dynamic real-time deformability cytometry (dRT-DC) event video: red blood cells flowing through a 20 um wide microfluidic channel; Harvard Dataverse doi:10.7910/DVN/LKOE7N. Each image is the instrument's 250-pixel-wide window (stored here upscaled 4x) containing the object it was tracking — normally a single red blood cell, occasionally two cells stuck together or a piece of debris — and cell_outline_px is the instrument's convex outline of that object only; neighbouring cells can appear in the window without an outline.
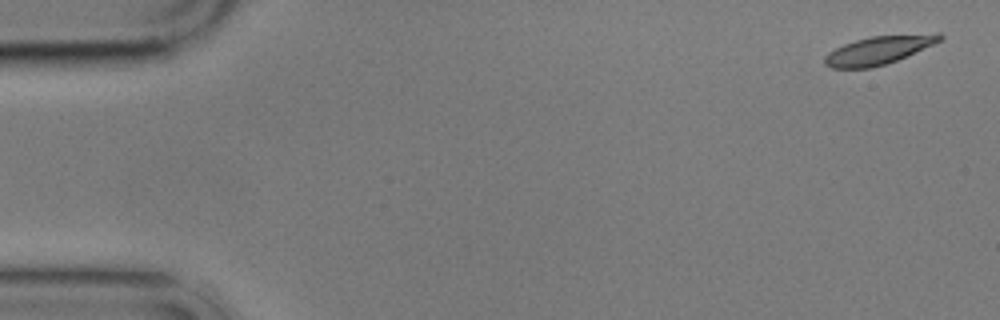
{"species": "common noctule bat (a hibernating species)", "species_latin": "Nyctalus noctula", "temperature_condition": "cold", "stored_images_in_passage": 5, "camera_frame_rate_fps": 3000, "um_per_image_px": 0.085, "animal": {"sex": "male", "body_mass_g": 17.9}, "frame": {"image": 1, "passage_image": 1, "time_ms": 0.0, "image_size_px": [1000, 320], "cell_outline_px": [[944, 36], [940, 40], [932, 44], [896, 60], [872, 68], [832, 68], [824, 64], [824, 56], [828, 52], [844, 44], [856, 40], [872, 36], [936, 32], [940, 32]], "centroid_in_image_um": [74.68, 4.25], "position_along_channel_um": 10.3, "area_um2": 18.84}}
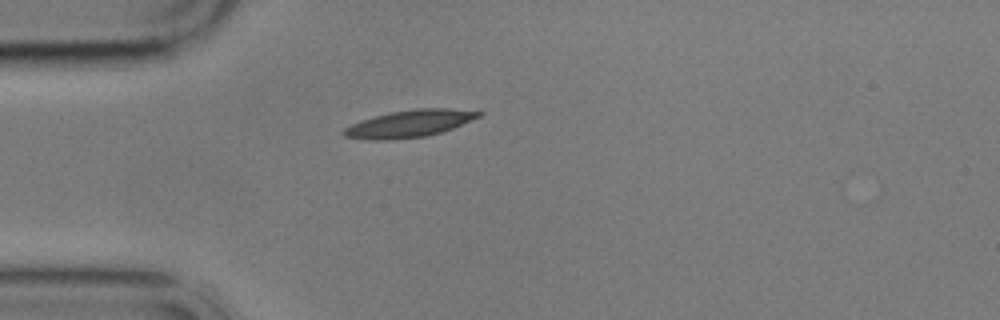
{"frame": {"image": 2, "passage_image": 5, "time_ms": 4.667, "image_size_px": [1000, 320], "cell_outline_px": [[484, 112], [480, 116], [452, 128], [440, 132], [424, 136], [388, 140], [372, 140], [344, 136], [340, 132], [344, 128], [360, 120], [392, 112], [416, 108], [448, 108]], "centroid_in_image_um": [34.77, 10.5], "position_along_channel_um": 50.2, "area_um2": 21.04}}